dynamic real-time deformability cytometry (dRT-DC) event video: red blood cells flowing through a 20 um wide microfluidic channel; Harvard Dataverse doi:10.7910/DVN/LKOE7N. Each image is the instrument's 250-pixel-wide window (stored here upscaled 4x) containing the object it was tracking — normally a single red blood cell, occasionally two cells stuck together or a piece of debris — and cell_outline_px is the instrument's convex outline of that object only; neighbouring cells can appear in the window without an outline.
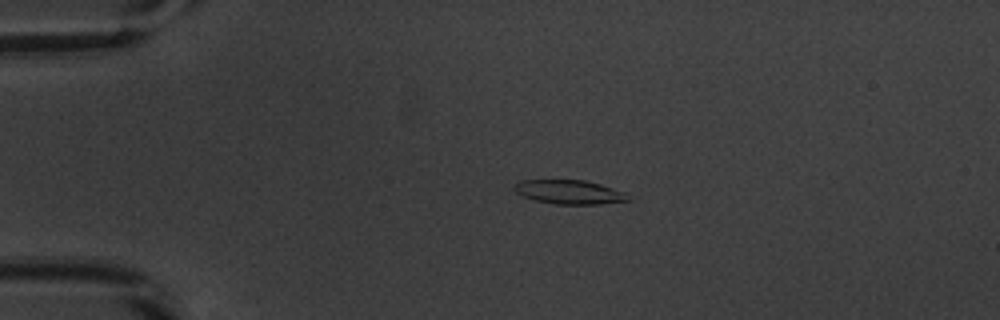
{"species": "common noctule bat (a hibernating species)", "species_latin": "Nyctalus noctula", "temperature_condition": "warm", "stored_images_in_passage": 42, "camera_frame_rate_fps": 3000, "um_per_image_px": 0.085, "animal": {"sex": "male", "body_mass_g": 20.1, "forearm_length_mm": 53.5}, "frame": {"image": 1, "passage_image": 1, "time_ms": 0.0, "image_size_px": [1000, 320], "cell_outline_px": [[632, 200], [600, 204], [556, 204], [536, 200], [524, 196], [516, 192], [512, 188], [520, 180], [584, 180], [600, 184], [624, 192]], "centroid_in_image_um": [48.4, 16.32], "position_along_channel_um": 36.6, "area_um2": 15.78}}
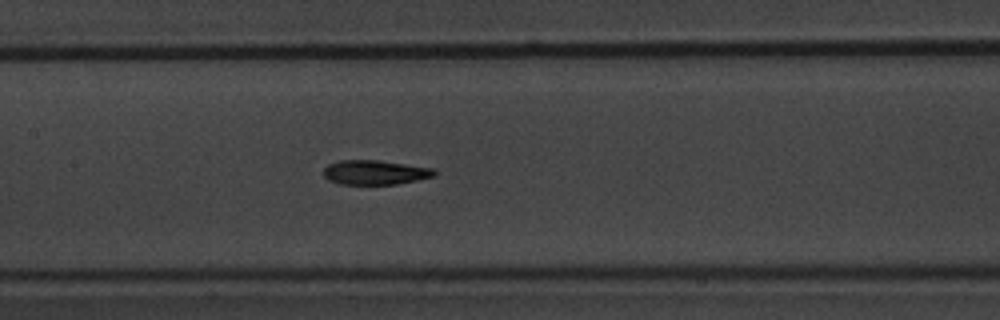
{"frame": {"image": 2, "passage_image": 15, "time_ms": 4.667, "image_size_px": [1000, 320], "cell_outline_px": [[436, 176], [396, 184], [340, 184], [328, 180], [324, 176], [324, 168], [328, 164], [340, 160], [380, 160], [436, 168]], "centroid_in_image_um": [31.9, 14.64], "position_along_channel_um": 175.5, "area_um2": 15.95}}
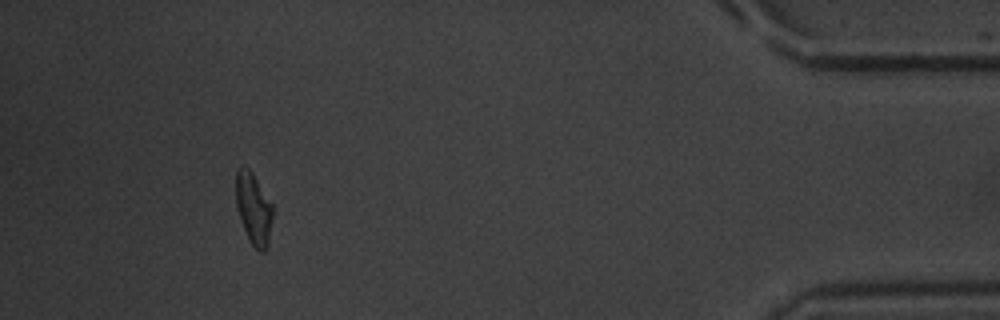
{"frame": {"image": 3, "passage_image": 38, "time_ms": 12.333, "image_size_px": [1000, 320], "cell_outline_px": [[276, 208], [268, 248], [264, 252], [260, 252], [252, 244], [240, 220], [236, 204], [236, 172], [240, 164], [244, 164], [252, 172]], "centroid_in_image_um": [21.61, 17.72], "position_along_channel_um": 413.6, "area_um2": 16.01}, "authors_computed_cell_mechanics": {"area_um2": 16.0106, "velocity_mm_per_s": 3.8583, "shape_relaxation_time_tau1_ms": 3.2257, "shape_relaxation_time_tau2_ms": 2.5656, "deformation_change_tau1": 0.1632, "deformation_change_tau2": 0.1106}}